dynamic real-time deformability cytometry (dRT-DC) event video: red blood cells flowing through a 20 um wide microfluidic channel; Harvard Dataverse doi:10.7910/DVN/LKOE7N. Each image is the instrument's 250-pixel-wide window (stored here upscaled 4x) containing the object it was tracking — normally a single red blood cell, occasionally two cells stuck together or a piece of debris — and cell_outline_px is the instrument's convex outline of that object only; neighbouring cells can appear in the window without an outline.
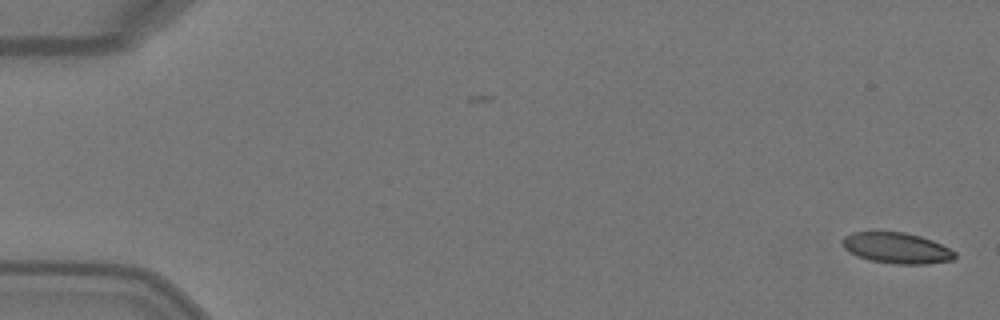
{"species": "Egyptian fruit bat (a non-hibernating species)", "species_latin": "Rousettus aegyptiacus", "temperature_condition": "warm", "stored_images_in_passage": 13, "camera_frame_rate_fps": 3000, "um_per_image_px": 0.085, "animal": {"sex": "female"}, "frame": {"image": 1, "passage_image": 1, "time_ms": 0.0, "image_size_px": [1000, 320], "cell_outline_px": [[956, 256], [952, 260], [924, 264], [896, 264], [868, 260], [856, 256], [848, 252], [844, 248], [840, 240], [844, 236], [852, 232], [904, 232], [920, 236], [932, 240], [956, 252]], "centroid_in_image_um": [76.17, 21.08], "position_along_channel_um": 8.8, "area_um2": 20.29}}
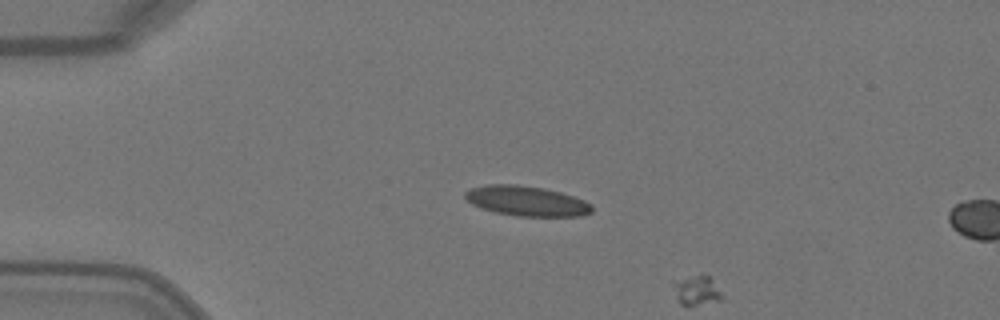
{"frame": {"image": 2, "passage_image": 12, "time_ms": 3.667, "image_size_px": [1000, 320], "cell_outline_px": [[592, 212], [584, 216], [516, 216], [496, 212], [480, 208], [472, 204], [464, 196], [464, 192], [472, 188], [488, 184], [516, 184], [544, 188], [560, 192], [584, 200], [592, 204]], "centroid_in_image_um": [44.77, 17.08], "position_along_channel_um": 40.2, "area_um2": 22.2}}